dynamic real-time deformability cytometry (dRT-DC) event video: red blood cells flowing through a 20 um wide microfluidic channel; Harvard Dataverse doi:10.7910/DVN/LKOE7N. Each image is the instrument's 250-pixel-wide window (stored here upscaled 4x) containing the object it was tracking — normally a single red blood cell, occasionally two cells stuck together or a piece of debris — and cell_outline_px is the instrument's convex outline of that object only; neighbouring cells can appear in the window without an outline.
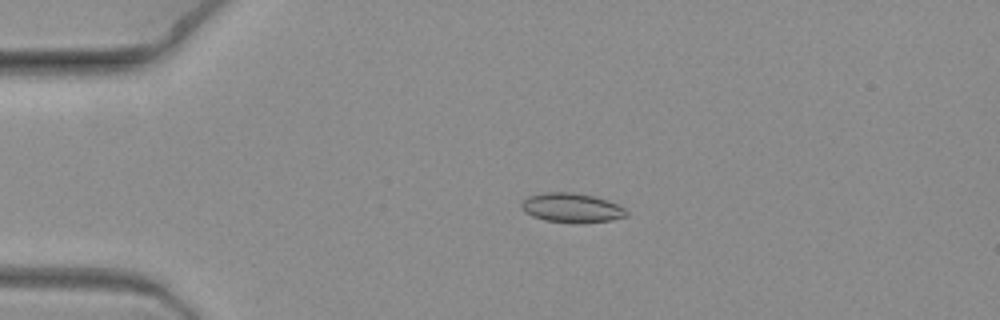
{"species": "common noctule bat (a hibernating species)", "species_latin": "Nyctalus noctula", "temperature_condition": "warm", "stored_images_in_passage": 4, "camera_frame_rate_fps": 3000, "um_per_image_px": 0.085, "animal": {"sex": "female", "body_mass_g": 19.3, "forearm_length_mm": 54.1}, "frame": {"image": 1, "passage_image": 4, "time_ms": 1.0, "image_size_px": [1000, 320], "cell_outline_px": [[628, 216], [608, 220], [580, 224], [544, 220], [532, 216], [524, 212], [520, 208], [520, 204], [528, 196], [544, 192], [572, 192], [592, 196], [608, 200], [624, 208], [628, 212]], "centroid_in_image_um": [48.56, 17.67], "position_along_channel_um": 36.4, "area_um2": 18.09}}